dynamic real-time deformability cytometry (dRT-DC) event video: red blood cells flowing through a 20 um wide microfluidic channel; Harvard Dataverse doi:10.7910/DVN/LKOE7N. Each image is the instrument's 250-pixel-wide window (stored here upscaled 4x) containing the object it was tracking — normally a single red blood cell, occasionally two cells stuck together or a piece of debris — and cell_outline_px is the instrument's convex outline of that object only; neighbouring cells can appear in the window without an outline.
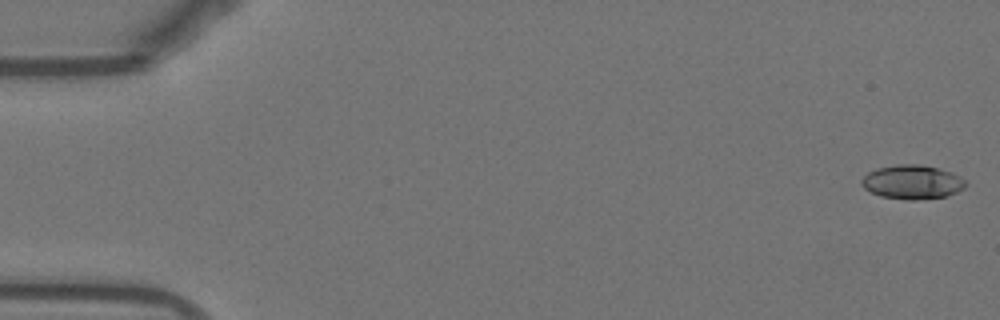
{"species": "Egyptian fruit bat (a non-hibernating species)", "species_latin": "Rousettus aegyptiacus", "temperature_condition": "warm", "stored_images_in_passage": 51, "camera_frame_rate_fps": 3000, "um_per_image_px": 0.085, "animal": {"sex": "female"}, "frame": {"image": 1, "passage_image": 1, "time_ms": 0.0, "image_size_px": [1000, 320], "cell_outline_px": [[968, 184], [964, 188], [956, 192], [944, 196], [916, 200], [908, 200], [880, 196], [864, 188], [860, 184], [860, 180], [868, 172], [876, 168], [896, 164], [920, 164], [952, 172], [960, 176]], "centroid_in_image_um": [77.52, 15.46], "position_along_channel_um": 7.5, "area_um2": 20.69}}
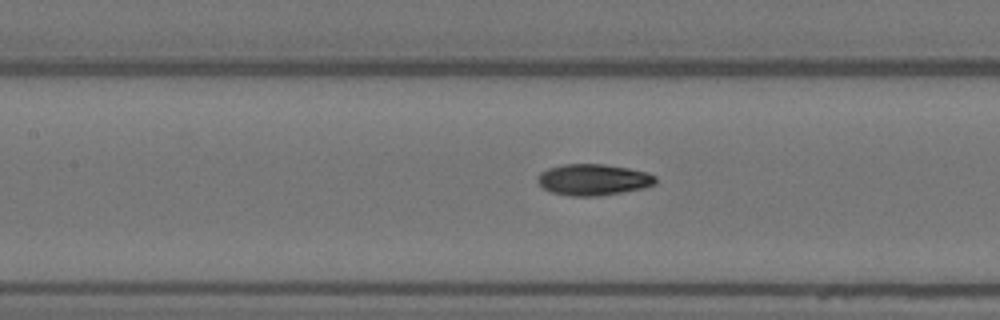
{"frame": {"image": 2, "passage_image": 24, "time_ms": 7.667, "image_size_px": [1000, 320], "cell_outline_px": [[656, 184], [644, 188], [600, 196], [572, 196], [552, 192], [544, 188], [536, 180], [536, 176], [540, 172], [548, 168], [564, 164], [604, 164], [628, 168], [648, 172], [656, 176]], "centroid_in_image_um": [50.44, 15.27], "position_along_channel_um": 157.0, "area_um2": 21.62}}
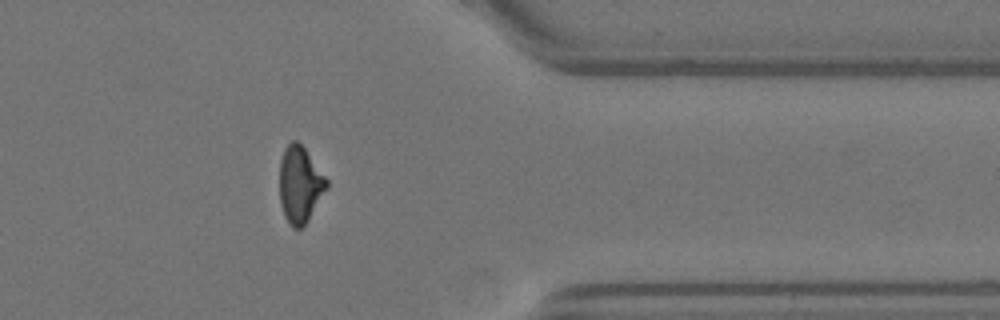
{"frame": {"image": 3, "passage_image": 43, "time_ms": 14.0, "image_size_px": [1000, 320], "cell_outline_px": [[328, 188], [308, 220], [300, 228], [292, 228], [284, 216], [280, 200], [280, 160], [284, 148], [292, 140], [296, 140], [304, 148], [328, 180]], "centroid_in_image_um": [25.49, 15.69], "position_along_channel_um": 385.9, "area_um2": 20.87}, "authors_computed_cell_mechanics": {"area_um2": 20.8658, "velocity_mm_per_s": 3.8598, "shape_relaxation_time_tau1_ms": 5.2361, "shape_relaxation_time_tau2_ms": 2.2439, "deformation_change_tau1": 0.2196, "deformation_change_tau2": 0.086}}